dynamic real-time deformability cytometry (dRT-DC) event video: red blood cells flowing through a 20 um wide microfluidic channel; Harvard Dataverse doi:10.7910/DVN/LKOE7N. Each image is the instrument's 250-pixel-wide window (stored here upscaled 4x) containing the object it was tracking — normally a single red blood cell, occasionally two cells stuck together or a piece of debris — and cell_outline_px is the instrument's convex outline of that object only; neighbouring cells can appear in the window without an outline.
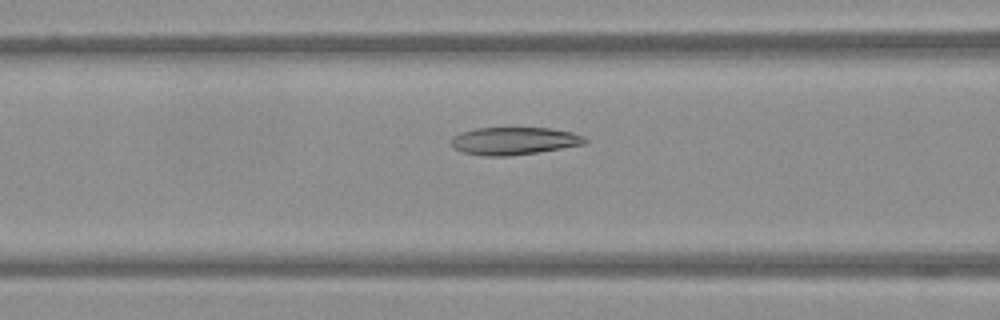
{"species": "Egyptian fruit bat (a non-hibernating species)", "species_latin": "Rousettus aegyptiacus", "temperature_condition": "warm", "stored_images_in_passage": 55, "camera_frame_rate_fps": 3000, "um_per_image_px": 0.085, "frame": {"image": 1, "passage_image": 23, "time_ms": 7.333, "image_size_px": [1000, 320], "cell_outline_px": [[588, 140], [584, 144], [536, 152], [508, 156], [484, 156], [464, 152], [452, 148], [448, 144], [448, 140], [452, 136], [460, 132], [476, 128], [552, 128], [572, 132], [584, 136]], "centroid_in_image_um": [43.62, 11.97], "position_along_channel_um": 123.0, "area_um2": 21.68}}
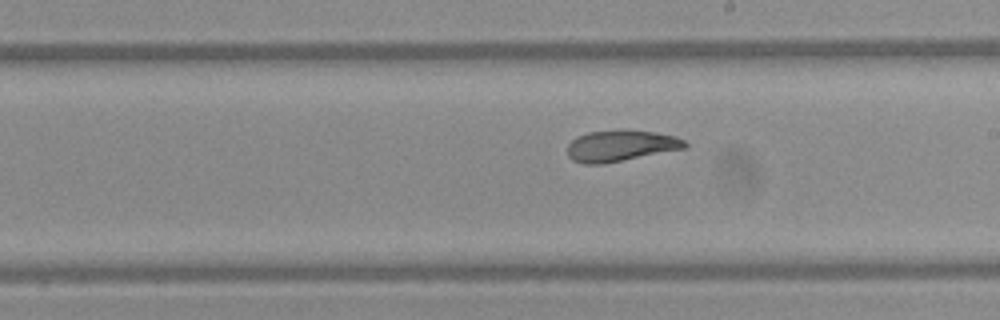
{"frame": {"image": 2, "passage_image": 32, "time_ms": 10.333, "image_size_px": [1000, 320], "cell_outline_px": [[688, 144], [684, 148], [604, 164], [584, 164], [572, 160], [568, 156], [568, 144], [576, 136], [588, 132], [652, 132], [676, 136], [684, 140]], "centroid_in_image_um": [52.72, 12.43], "position_along_channel_um": 236.3, "area_um2": 20.63}}
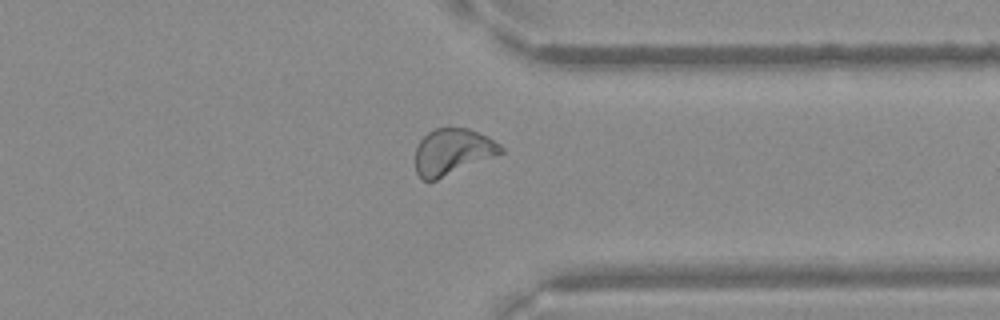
{"frame": {"image": 3, "passage_image": 43, "time_ms": 14.0, "image_size_px": [1000, 320], "cell_outline_px": [[504, 152], [436, 180], [424, 180], [416, 172], [416, 148], [420, 140], [428, 132], [436, 128], [468, 128], [488, 136], [500, 144], [504, 148]], "centroid_in_image_um": [38.47, 12.88], "position_along_channel_um": 372.9, "area_um2": 22.77}}